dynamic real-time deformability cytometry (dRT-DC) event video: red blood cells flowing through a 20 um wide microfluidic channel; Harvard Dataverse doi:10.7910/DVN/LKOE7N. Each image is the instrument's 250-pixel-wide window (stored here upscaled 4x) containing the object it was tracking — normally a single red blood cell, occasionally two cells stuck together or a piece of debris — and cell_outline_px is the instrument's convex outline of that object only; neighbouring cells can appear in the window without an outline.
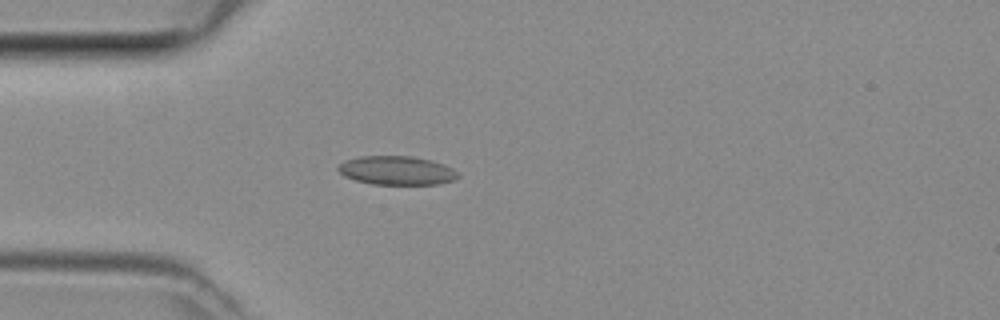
{"species": "common noctule bat (a hibernating species)", "species_latin": "Nyctalus noctula", "temperature_condition": "room temperature", "stored_images_in_passage": 36, "camera_frame_rate_fps": 3000, "um_per_image_px": 0.085, "animal": {"sex": "female", "body_mass_g": 29.2, "forearm_length_mm": 56.3}, "frame": {"image": 1, "passage_image": 2, "time_ms": 0.333, "image_size_px": [1000, 320], "cell_outline_px": [[460, 176], [452, 180], [436, 184], [372, 184], [356, 180], [344, 176], [336, 168], [344, 160], [360, 156], [412, 156], [432, 160], [444, 164], [452, 168]], "centroid_in_image_um": [33.7, 14.48], "position_along_channel_um": 51.3, "area_um2": 20.06}}
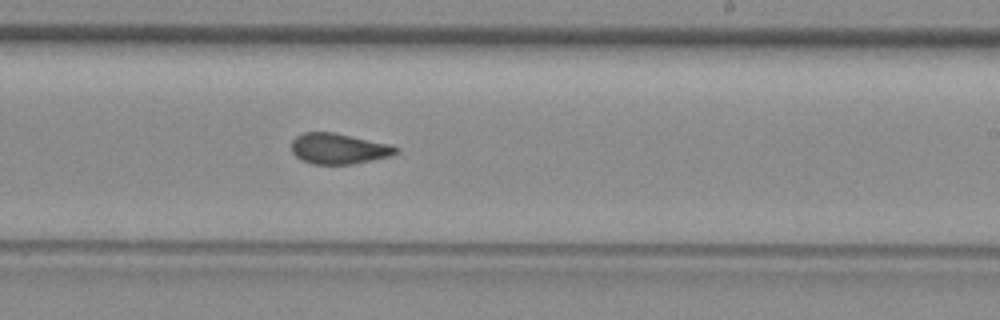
{"frame": {"image": 2, "passage_image": 17, "time_ms": 5.333, "image_size_px": [1000, 320], "cell_outline_px": [[400, 152], [392, 156], [352, 164], [312, 164], [296, 156], [292, 152], [292, 140], [296, 136], [304, 132], [332, 132], [392, 144], [400, 148]], "centroid_in_image_um": [28.85, 12.63], "position_along_channel_um": 260.2, "area_um2": 18.79}}
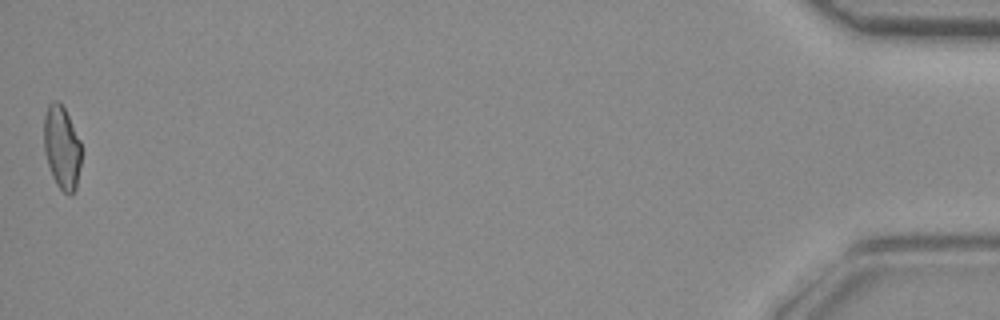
{"frame": {"image": 3, "passage_image": 36, "time_ms": 11.667, "image_size_px": [1000, 320], "cell_outline_px": [[80, 164], [76, 188], [68, 196], [56, 184], [52, 176], [44, 152], [44, 116], [48, 104], [52, 100], [56, 100], [64, 108], [80, 140]], "centroid_in_image_um": [5.23, 12.53], "position_along_channel_um": 430.0, "area_um2": 17.98}}